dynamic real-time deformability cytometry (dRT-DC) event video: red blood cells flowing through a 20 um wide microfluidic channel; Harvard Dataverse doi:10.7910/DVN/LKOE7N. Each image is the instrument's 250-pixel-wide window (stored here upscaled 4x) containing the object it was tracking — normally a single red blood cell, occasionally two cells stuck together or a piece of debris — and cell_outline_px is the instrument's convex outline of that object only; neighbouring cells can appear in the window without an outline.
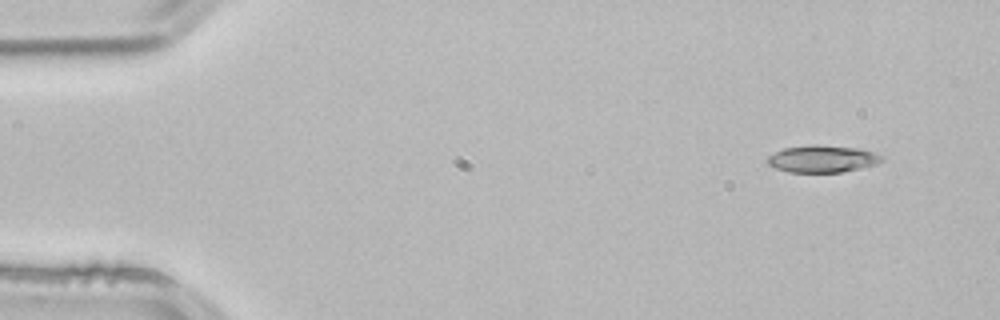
{"species": "common noctule bat (a hibernating species)", "species_latin": "Nyctalus noctula", "temperature_condition": "room temperature", "stored_images_in_passage": 3, "camera_frame_rate_fps": 3000, "um_per_image_px": 0.085, "animal": {"sex": "male", "body_mass_g": 21.5, "forearm_length_mm": 52.0}, "frame": {"image": 1, "passage_image": 1, "time_ms": 0.0, "image_size_px": [1000, 320], "cell_outline_px": [[884, 160], [876, 164], [860, 168], [840, 172], [788, 172], [776, 168], [768, 164], [764, 160], [768, 156], [784, 148], [812, 144], [816, 144], [860, 148], [884, 156]], "centroid_in_image_um": [69.9, 13.49], "position_along_channel_um": 15.1, "area_um2": 18.15}}
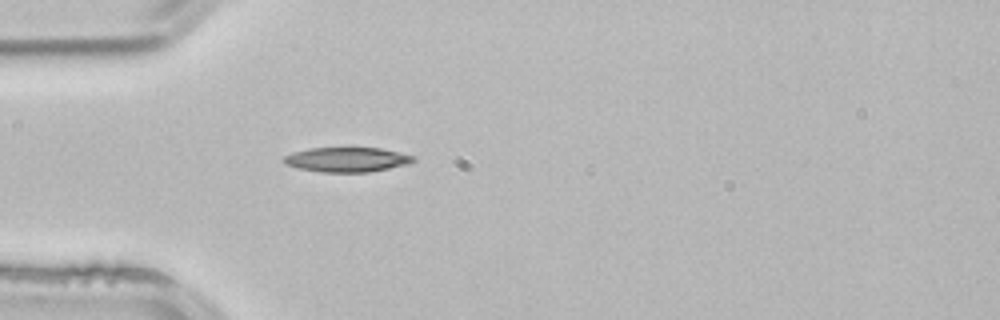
{"frame": {"image": 2, "passage_image": 3, "time_ms": 0.667, "image_size_px": [1000, 320], "cell_outline_px": [[416, 160], [408, 164], [368, 172], [320, 172], [296, 168], [284, 164], [280, 160], [284, 156], [292, 152], [308, 148], [380, 148], [416, 156]], "centroid_in_image_um": [29.43, 13.56], "position_along_channel_um": 55.6, "area_um2": 18.79}}